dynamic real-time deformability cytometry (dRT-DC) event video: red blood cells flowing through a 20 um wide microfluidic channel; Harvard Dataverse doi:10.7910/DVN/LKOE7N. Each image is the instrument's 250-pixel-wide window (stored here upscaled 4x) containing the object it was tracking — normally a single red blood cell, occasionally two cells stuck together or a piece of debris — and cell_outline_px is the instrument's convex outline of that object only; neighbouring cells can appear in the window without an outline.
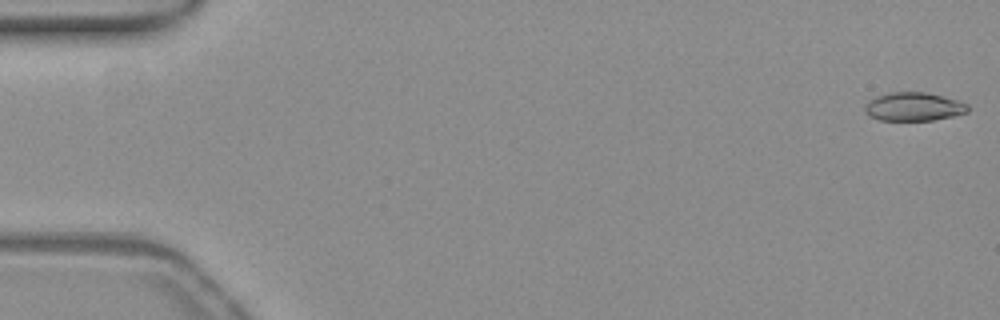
{"species": "common noctule bat (a hibernating species)", "species_latin": "Nyctalus noctula", "temperature_condition": "warm", "stored_images_in_passage": 53, "camera_frame_rate_fps": 3000, "um_per_image_px": 0.085, "animal": {"sex": "female", "body_mass_g": 19.3, "forearm_length_mm": 54.1}, "frame": {"image": 1, "passage_image": 1, "time_ms": 0.0, "image_size_px": [1000, 320], "cell_outline_px": [[968, 112], [952, 116], [932, 120], [880, 120], [868, 116], [864, 108], [876, 96], [892, 92], [924, 92], [956, 100], [968, 104]], "centroid_in_image_um": [77.66, 9.07], "position_along_channel_um": 7.3, "area_um2": 16.76}}
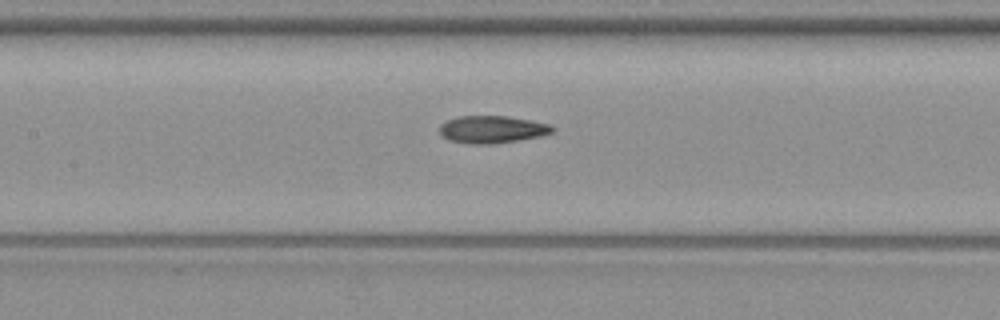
{"frame": {"image": 2, "passage_image": 25, "time_ms": 8.0, "image_size_px": [1000, 320], "cell_outline_px": [[556, 128], [552, 132], [540, 136], [492, 144], [468, 144], [448, 140], [440, 132], [440, 124], [448, 120], [460, 116], [508, 116], [548, 124]], "centroid_in_image_um": [41.81, 11.0], "position_along_channel_um": 165.6, "area_um2": 17.8}}
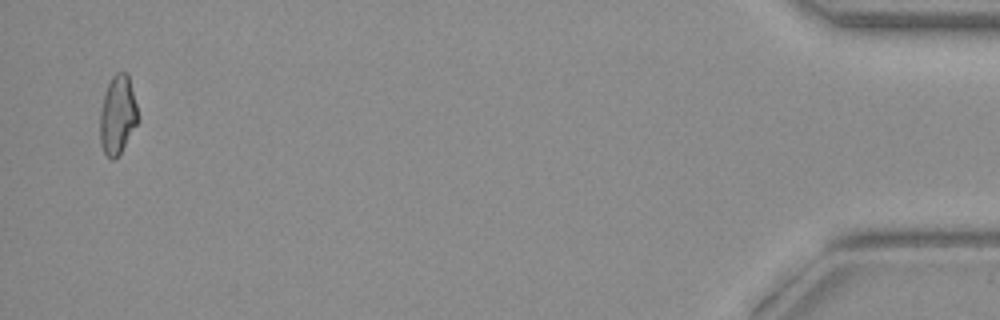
{"frame": {"image": 3, "passage_image": 52, "time_ms": 17.0, "image_size_px": [1000, 320], "cell_outline_px": [[140, 120], [120, 152], [112, 160], [104, 152], [100, 144], [100, 112], [104, 96], [108, 84], [112, 76], [116, 72], [128, 72], [140, 116]], "centroid_in_image_um": [10.03, 9.73], "position_along_channel_um": 425.2, "area_um2": 17.51}, "authors_computed_cell_mechanics": {"area_um2": 17.7446, "velocity_mm_per_s": 3.8944, "shape_relaxation_time_tau1_ms": null, "shape_relaxation_time_tau2_ms": 3.0518, "deformation_change_tau1": null, "deformation_change_tau2": 0.1045}}